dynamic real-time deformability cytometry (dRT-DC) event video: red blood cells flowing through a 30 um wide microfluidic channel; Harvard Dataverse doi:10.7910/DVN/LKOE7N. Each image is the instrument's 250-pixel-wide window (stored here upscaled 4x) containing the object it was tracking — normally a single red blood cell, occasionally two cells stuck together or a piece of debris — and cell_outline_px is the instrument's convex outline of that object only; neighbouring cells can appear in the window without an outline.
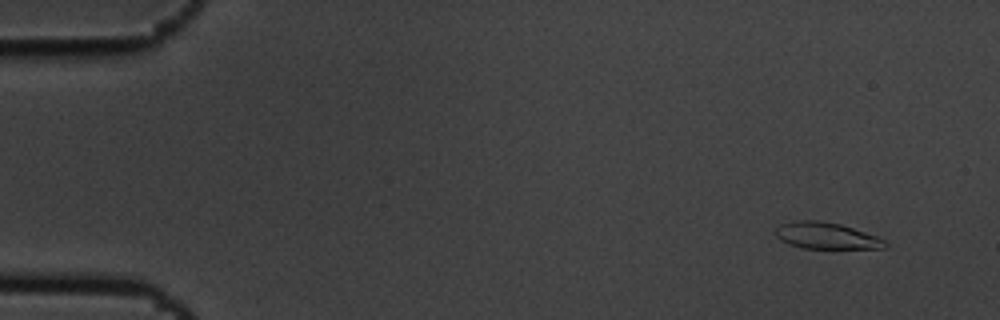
{"species": "common noctule bat (a hibernating species)", "species_latin": "Nyctalus noctula", "temperature_condition": "cold", "stored_images_in_passage": 10, "camera_frame_rate_fps": 3000, "um_per_image_px": 0.085, "animal": {"sex": "male", "body_mass_g": 19.5, "forearm_length_mm": 54.6}, "frame": {"image": 1, "passage_image": 2, "time_ms": 0.333, "image_size_px": [1000, 320], "cell_outline_px": [[888, 244], [884, 248], [804, 248], [788, 244], [780, 240], [776, 236], [776, 228], [780, 224], [800, 220], [816, 220], [840, 224], [880, 236], [888, 240]], "centroid_in_image_um": [70.29, 20.04], "position_along_channel_um": 14.7, "area_um2": 16.99}}
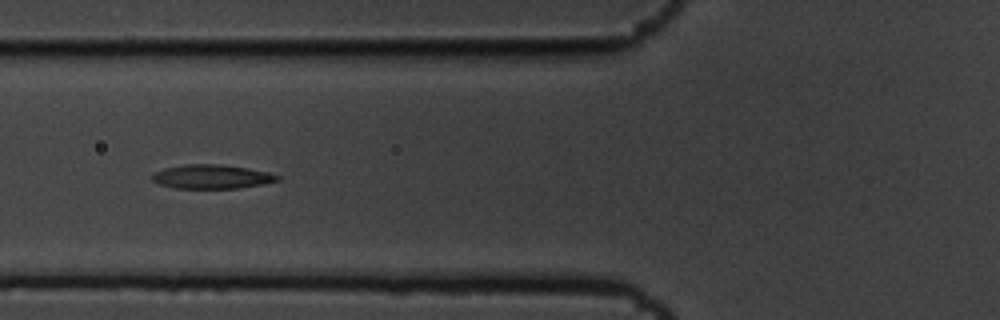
{"frame": {"image": 2, "passage_image": 7, "time_ms": 2.0, "image_size_px": [1000, 320], "cell_outline_px": [[280, 180], [260, 184], [236, 188], [172, 188], [160, 184], [152, 180], [152, 172], [164, 168], [184, 164], [220, 164], [248, 168], [268, 172], [280, 176]], "centroid_in_image_um": [17.95, 15.01], "position_along_channel_um": 107.8, "area_um2": 17.51}}
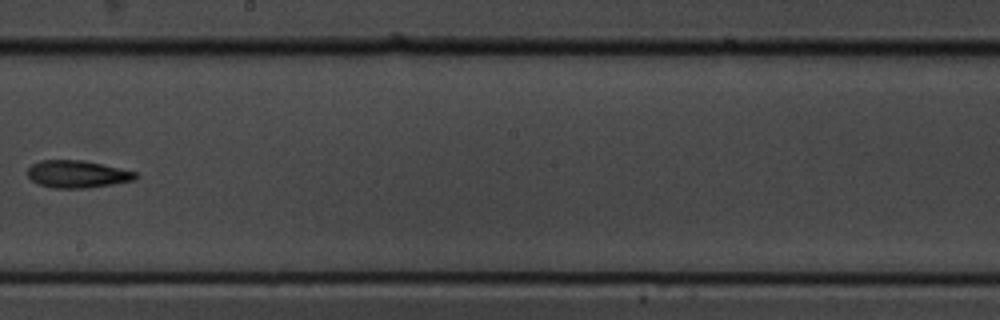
{"frame": {"image": 3, "passage_image": 10, "time_ms": 3.0, "image_size_px": [1000, 320], "cell_outline_px": [[140, 176], [136, 180], [88, 188], [52, 188], [40, 184], [32, 180], [28, 176], [28, 168], [32, 164], [40, 160], [84, 160], [136, 172]], "centroid_in_image_um": [6.59, 14.8], "position_along_channel_um": 241.6, "area_um2": 17.22}}